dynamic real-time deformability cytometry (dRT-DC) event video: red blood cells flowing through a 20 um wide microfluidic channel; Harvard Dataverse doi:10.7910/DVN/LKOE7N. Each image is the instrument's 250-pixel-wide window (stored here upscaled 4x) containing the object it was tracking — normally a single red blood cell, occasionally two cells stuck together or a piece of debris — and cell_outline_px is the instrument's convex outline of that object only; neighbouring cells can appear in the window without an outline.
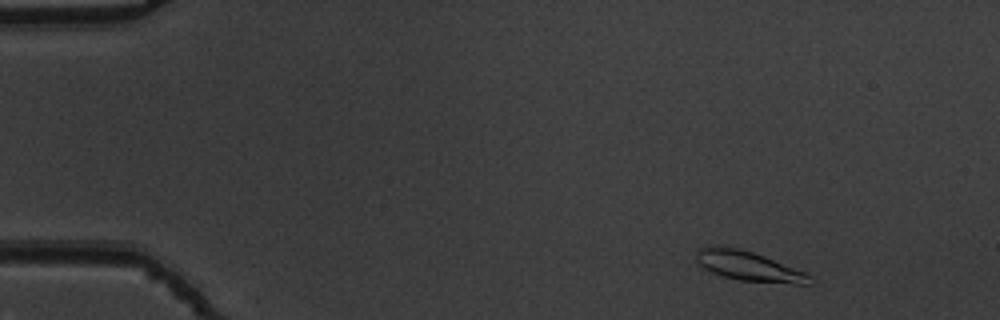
{"species": "common noctule bat (a hibernating species)", "species_latin": "Nyctalus noctula", "temperature_condition": "warm", "stored_images_in_passage": 52, "camera_frame_rate_fps": 3000, "um_per_image_px": 0.085, "animal": {"sex": "male", "body_mass_g": 19.5, "forearm_length_mm": 54.6}, "frame": {"image": 1, "passage_image": 4, "time_ms": 1.0, "image_size_px": [1000, 320], "cell_outline_px": [[816, 280], [812, 284], [796, 284], [740, 280], [724, 276], [712, 272], [704, 268], [696, 260], [696, 248], [716, 244], [740, 248], [764, 256], [804, 272], [812, 276]], "centroid_in_image_um": [63.62, 22.6], "position_along_channel_um": 21.4, "area_um2": 19.77}}
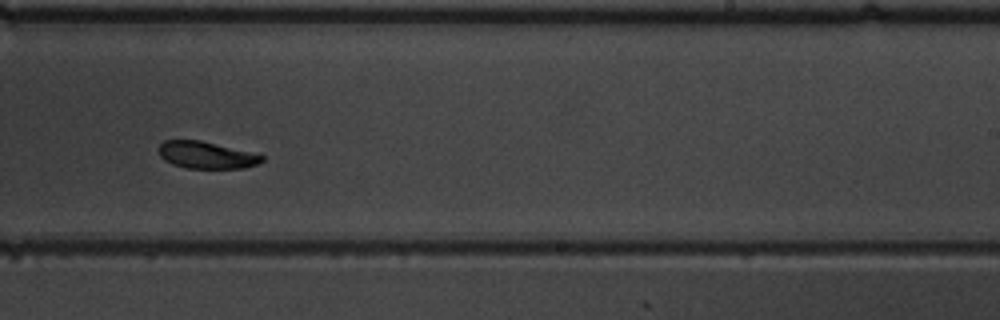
{"frame": {"image": 2, "passage_image": 32, "time_ms": 10.333, "image_size_px": [1000, 320], "cell_outline_px": [[264, 160], [256, 164], [244, 168], [184, 168], [172, 164], [164, 160], [160, 156], [156, 148], [164, 140], [200, 140], [264, 156]], "centroid_in_image_um": [17.45, 13.18], "position_along_channel_um": 271.5, "area_um2": 16.13}}
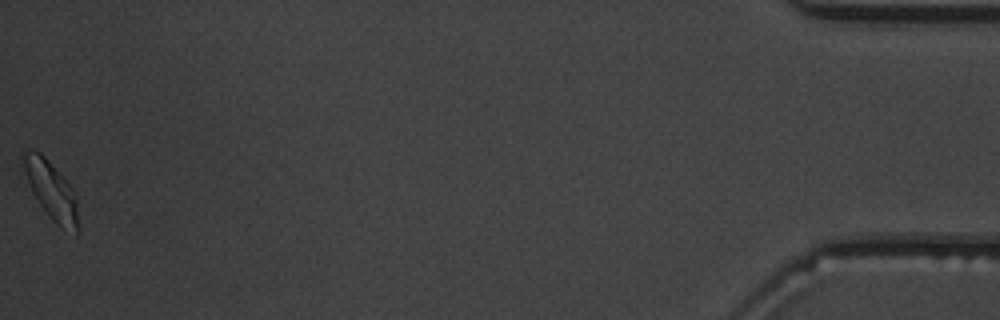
{"frame": {"image": 3, "passage_image": 52, "time_ms": 17.0, "image_size_px": [1000, 320], "cell_outline_px": [[80, 232], [76, 236], [60, 228], [48, 216], [32, 192], [28, 184], [20, 156], [20, 152], [28, 148], [40, 152], [44, 156], [72, 188], [76, 200], [80, 228]], "centroid_in_image_um": [4.36, 16.23], "position_along_channel_um": 430.8, "area_um2": 18.96}, "authors_computed_cell_mechanics": {"area_um2": 17.8891, "velocity_mm_per_s": 3.7569, "shape_relaxation_time_tau1_ms": 4.2829, "shape_relaxation_time_tau2_ms": null, "deformation_change_tau1": 0.1695, "deformation_change_tau2": null}}